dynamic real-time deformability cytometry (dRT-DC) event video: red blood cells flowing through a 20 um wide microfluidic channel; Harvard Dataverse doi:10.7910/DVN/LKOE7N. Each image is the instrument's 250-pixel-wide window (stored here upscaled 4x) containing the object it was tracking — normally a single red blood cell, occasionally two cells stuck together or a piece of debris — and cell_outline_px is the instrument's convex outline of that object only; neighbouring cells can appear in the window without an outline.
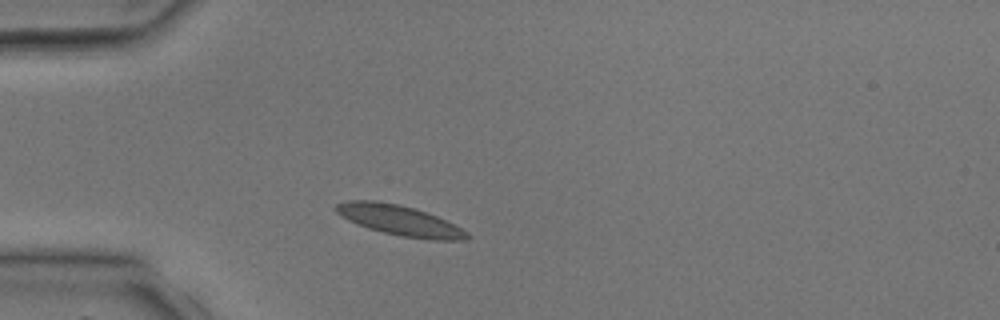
{"species": "common noctule bat (a hibernating species)", "species_latin": "Nyctalus noctula", "temperature_condition": "room temperature", "stored_images_in_passage": 1, "camera_frame_rate_fps": 3000, "um_per_image_px": 0.085, "animal": {"sex": "male", "body_mass_g": 17.9, "forearm_length_mm": 54.2}, "frame": {"image": 1, "passage_image": 1, "time_ms": 0.0, "image_size_px": [1000, 320], "cell_outline_px": [[472, 236], [464, 240], [432, 240], [400, 236], [368, 228], [356, 224], [348, 220], [336, 212], [332, 208], [336, 204], [348, 200], [376, 200], [400, 204], [428, 212], [468, 232]], "centroid_in_image_um": [33.94, 18.72], "position_along_channel_um": 51.1, "area_um2": 23.18}}